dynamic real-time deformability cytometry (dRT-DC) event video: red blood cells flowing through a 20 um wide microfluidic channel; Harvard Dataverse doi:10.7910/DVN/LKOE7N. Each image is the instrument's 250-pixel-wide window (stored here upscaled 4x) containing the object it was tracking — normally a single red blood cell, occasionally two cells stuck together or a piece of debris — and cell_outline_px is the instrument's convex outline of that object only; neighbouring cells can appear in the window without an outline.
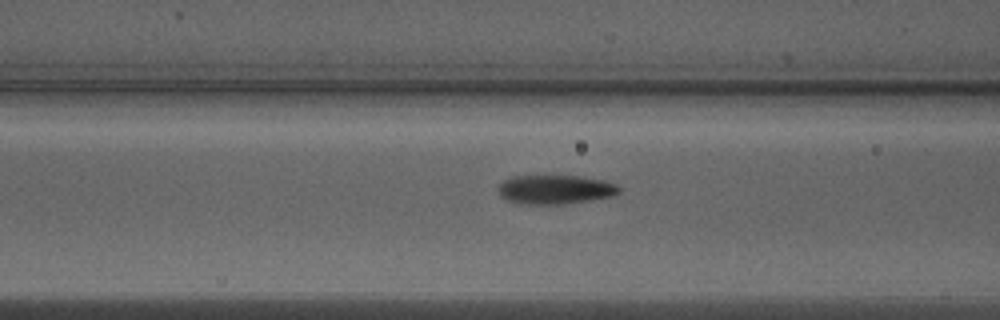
{"species": "Egyptian fruit bat (a non-hibernating species)", "species_latin": "Rousettus aegyptiacus", "temperature_condition": "warm", "stored_images_in_passage": 12, "camera_frame_rate_fps": 3000, "um_per_image_px": 0.085, "animal": {"sex": "male"}, "frame": {"image": 1, "passage_image": 10, "time_ms": 3.0, "image_size_px": [1000, 320], "cell_outline_px": [[620, 192], [616, 196], [592, 200], [564, 204], [516, 204], [500, 196], [496, 192], [496, 188], [504, 180], [512, 176], [580, 176], [604, 180], [616, 184], [620, 188]], "centroid_in_image_um": [47.19, 16.12], "position_along_channel_um": 119.4, "area_um2": 20.87}}